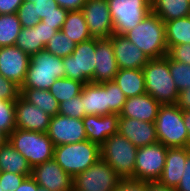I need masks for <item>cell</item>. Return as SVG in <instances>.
<instances>
[{
  "label": "cell",
  "mask_w": 190,
  "mask_h": 191,
  "mask_svg": "<svg viewBox=\"0 0 190 191\" xmlns=\"http://www.w3.org/2000/svg\"><path fill=\"white\" fill-rule=\"evenodd\" d=\"M124 36L149 59L162 58L168 53L164 21L152 11Z\"/></svg>",
  "instance_id": "cell-1"
},
{
  "label": "cell",
  "mask_w": 190,
  "mask_h": 191,
  "mask_svg": "<svg viewBox=\"0 0 190 191\" xmlns=\"http://www.w3.org/2000/svg\"><path fill=\"white\" fill-rule=\"evenodd\" d=\"M145 90L161 105L175 104L178 89L169 69V56L150 59L143 67Z\"/></svg>",
  "instance_id": "cell-2"
},
{
  "label": "cell",
  "mask_w": 190,
  "mask_h": 191,
  "mask_svg": "<svg viewBox=\"0 0 190 191\" xmlns=\"http://www.w3.org/2000/svg\"><path fill=\"white\" fill-rule=\"evenodd\" d=\"M64 77L63 58L43 49L30 56L26 77L20 88L49 90L56 79Z\"/></svg>",
  "instance_id": "cell-3"
},
{
  "label": "cell",
  "mask_w": 190,
  "mask_h": 191,
  "mask_svg": "<svg viewBox=\"0 0 190 191\" xmlns=\"http://www.w3.org/2000/svg\"><path fill=\"white\" fill-rule=\"evenodd\" d=\"M159 143L168 148L190 147L183 111L175 104L161 105L154 122Z\"/></svg>",
  "instance_id": "cell-4"
},
{
  "label": "cell",
  "mask_w": 190,
  "mask_h": 191,
  "mask_svg": "<svg viewBox=\"0 0 190 191\" xmlns=\"http://www.w3.org/2000/svg\"><path fill=\"white\" fill-rule=\"evenodd\" d=\"M53 158L66 173L74 177L101 158L100 146L89 140L54 146Z\"/></svg>",
  "instance_id": "cell-5"
},
{
  "label": "cell",
  "mask_w": 190,
  "mask_h": 191,
  "mask_svg": "<svg viewBox=\"0 0 190 191\" xmlns=\"http://www.w3.org/2000/svg\"><path fill=\"white\" fill-rule=\"evenodd\" d=\"M138 147L133 145L119 132L108 137L100 146L101 158L121 178L134 179V167Z\"/></svg>",
  "instance_id": "cell-6"
},
{
  "label": "cell",
  "mask_w": 190,
  "mask_h": 191,
  "mask_svg": "<svg viewBox=\"0 0 190 191\" xmlns=\"http://www.w3.org/2000/svg\"><path fill=\"white\" fill-rule=\"evenodd\" d=\"M8 141L26 158L31 168L53 159L54 145L46 133L16 128Z\"/></svg>",
  "instance_id": "cell-7"
},
{
  "label": "cell",
  "mask_w": 190,
  "mask_h": 191,
  "mask_svg": "<svg viewBox=\"0 0 190 191\" xmlns=\"http://www.w3.org/2000/svg\"><path fill=\"white\" fill-rule=\"evenodd\" d=\"M114 34L124 35L151 12V0H107Z\"/></svg>",
  "instance_id": "cell-8"
},
{
  "label": "cell",
  "mask_w": 190,
  "mask_h": 191,
  "mask_svg": "<svg viewBox=\"0 0 190 191\" xmlns=\"http://www.w3.org/2000/svg\"><path fill=\"white\" fill-rule=\"evenodd\" d=\"M96 38L76 44L73 53L63 58L65 77L83 84L93 80Z\"/></svg>",
  "instance_id": "cell-9"
},
{
  "label": "cell",
  "mask_w": 190,
  "mask_h": 191,
  "mask_svg": "<svg viewBox=\"0 0 190 191\" xmlns=\"http://www.w3.org/2000/svg\"><path fill=\"white\" fill-rule=\"evenodd\" d=\"M121 179L109 164L99 158L73 177V191H114Z\"/></svg>",
  "instance_id": "cell-10"
},
{
  "label": "cell",
  "mask_w": 190,
  "mask_h": 191,
  "mask_svg": "<svg viewBox=\"0 0 190 191\" xmlns=\"http://www.w3.org/2000/svg\"><path fill=\"white\" fill-rule=\"evenodd\" d=\"M168 147L154 143L138 147L134 167V179L145 182L158 181L162 175Z\"/></svg>",
  "instance_id": "cell-11"
},
{
  "label": "cell",
  "mask_w": 190,
  "mask_h": 191,
  "mask_svg": "<svg viewBox=\"0 0 190 191\" xmlns=\"http://www.w3.org/2000/svg\"><path fill=\"white\" fill-rule=\"evenodd\" d=\"M81 11L92 38L108 39L114 34L107 0H87Z\"/></svg>",
  "instance_id": "cell-12"
},
{
  "label": "cell",
  "mask_w": 190,
  "mask_h": 191,
  "mask_svg": "<svg viewBox=\"0 0 190 191\" xmlns=\"http://www.w3.org/2000/svg\"><path fill=\"white\" fill-rule=\"evenodd\" d=\"M46 134L54 146L86 141L87 136L82 119L56 114L50 118Z\"/></svg>",
  "instance_id": "cell-13"
},
{
  "label": "cell",
  "mask_w": 190,
  "mask_h": 191,
  "mask_svg": "<svg viewBox=\"0 0 190 191\" xmlns=\"http://www.w3.org/2000/svg\"><path fill=\"white\" fill-rule=\"evenodd\" d=\"M31 176L40 187L49 191H73V177L54 158L35 165Z\"/></svg>",
  "instance_id": "cell-14"
},
{
  "label": "cell",
  "mask_w": 190,
  "mask_h": 191,
  "mask_svg": "<svg viewBox=\"0 0 190 191\" xmlns=\"http://www.w3.org/2000/svg\"><path fill=\"white\" fill-rule=\"evenodd\" d=\"M30 56L16 45L0 47V74L19 87L28 70Z\"/></svg>",
  "instance_id": "cell-15"
},
{
  "label": "cell",
  "mask_w": 190,
  "mask_h": 191,
  "mask_svg": "<svg viewBox=\"0 0 190 191\" xmlns=\"http://www.w3.org/2000/svg\"><path fill=\"white\" fill-rule=\"evenodd\" d=\"M51 116L21 96L15 101V124L17 129L46 133Z\"/></svg>",
  "instance_id": "cell-16"
},
{
  "label": "cell",
  "mask_w": 190,
  "mask_h": 191,
  "mask_svg": "<svg viewBox=\"0 0 190 191\" xmlns=\"http://www.w3.org/2000/svg\"><path fill=\"white\" fill-rule=\"evenodd\" d=\"M108 39L112 42L119 69H143L150 60L140 48L124 35L113 34Z\"/></svg>",
  "instance_id": "cell-17"
},
{
  "label": "cell",
  "mask_w": 190,
  "mask_h": 191,
  "mask_svg": "<svg viewBox=\"0 0 190 191\" xmlns=\"http://www.w3.org/2000/svg\"><path fill=\"white\" fill-rule=\"evenodd\" d=\"M118 132L136 147L159 142L155 124L119 116Z\"/></svg>",
  "instance_id": "cell-18"
},
{
  "label": "cell",
  "mask_w": 190,
  "mask_h": 191,
  "mask_svg": "<svg viewBox=\"0 0 190 191\" xmlns=\"http://www.w3.org/2000/svg\"><path fill=\"white\" fill-rule=\"evenodd\" d=\"M119 68L109 39H96L95 70L92 83L113 81Z\"/></svg>",
  "instance_id": "cell-19"
},
{
  "label": "cell",
  "mask_w": 190,
  "mask_h": 191,
  "mask_svg": "<svg viewBox=\"0 0 190 191\" xmlns=\"http://www.w3.org/2000/svg\"><path fill=\"white\" fill-rule=\"evenodd\" d=\"M82 121L87 140L101 146L108 137L118 132L119 114L86 115Z\"/></svg>",
  "instance_id": "cell-20"
},
{
  "label": "cell",
  "mask_w": 190,
  "mask_h": 191,
  "mask_svg": "<svg viewBox=\"0 0 190 191\" xmlns=\"http://www.w3.org/2000/svg\"><path fill=\"white\" fill-rule=\"evenodd\" d=\"M160 106L151 95L145 93L126 98L119 116L154 123Z\"/></svg>",
  "instance_id": "cell-21"
},
{
  "label": "cell",
  "mask_w": 190,
  "mask_h": 191,
  "mask_svg": "<svg viewBox=\"0 0 190 191\" xmlns=\"http://www.w3.org/2000/svg\"><path fill=\"white\" fill-rule=\"evenodd\" d=\"M83 108L86 115H108V82L85 83L82 87Z\"/></svg>",
  "instance_id": "cell-22"
},
{
  "label": "cell",
  "mask_w": 190,
  "mask_h": 191,
  "mask_svg": "<svg viewBox=\"0 0 190 191\" xmlns=\"http://www.w3.org/2000/svg\"><path fill=\"white\" fill-rule=\"evenodd\" d=\"M188 157L187 148H168L165 166L158 182L164 186L176 188L184 173V165Z\"/></svg>",
  "instance_id": "cell-23"
},
{
  "label": "cell",
  "mask_w": 190,
  "mask_h": 191,
  "mask_svg": "<svg viewBox=\"0 0 190 191\" xmlns=\"http://www.w3.org/2000/svg\"><path fill=\"white\" fill-rule=\"evenodd\" d=\"M0 171L22 174L26 177L32 175V168L26 158L9 141L0 147Z\"/></svg>",
  "instance_id": "cell-24"
},
{
  "label": "cell",
  "mask_w": 190,
  "mask_h": 191,
  "mask_svg": "<svg viewBox=\"0 0 190 191\" xmlns=\"http://www.w3.org/2000/svg\"><path fill=\"white\" fill-rule=\"evenodd\" d=\"M113 81L121 88L126 98L146 93L142 69H119Z\"/></svg>",
  "instance_id": "cell-25"
},
{
  "label": "cell",
  "mask_w": 190,
  "mask_h": 191,
  "mask_svg": "<svg viewBox=\"0 0 190 191\" xmlns=\"http://www.w3.org/2000/svg\"><path fill=\"white\" fill-rule=\"evenodd\" d=\"M151 11L164 22L190 15V0H151Z\"/></svg>",
  "instance_id": "cell-26"
},
{
  "label": "cell",
  "mask_w": 190,
  "mask_h": 191,
  "mask_svg": "<svg viewBox=\"0 0 190 191\" xmlns=\"http://www.w3.org/2000/svg\"><path fill=\"white\" fill-rule=\"evenodd\" d=\"M20 96L53 117L59 113V103L49 90L20 88Z\"/></svg>",
  "instance_id": "cell-27"
},
{
  "label": "cell",
  "mask_w": 190,
  "mask_h": 191,
  "mask_svg": "<svg viewBox=\"0 0 190 191\" xmlns=\"http://www.w3.org/2000/svg\"><path fill=\"white\" fill-rule=\"evenodd\" d=\"M61 31L76 44L92 38L81 10L68 12Z\"/></svg>",
  "instance_id": "cell-28"
},
{
  "label": "cell",
  "mask_w": 190,
  "mask_h": 191,
  "mask_svg": "<svg viewBox=\"0 0 190 191\" xmlns=\"http://www.w3.org/2000/svg\"><path fill=\"white\" fill-rule=\"evenodd\" d=\"M164 24L168 50L175 45L190 44V16L165 21Z\"/></svg>",
  "instance_id": "cell-29"
},
{
  "label": "cell",
  "mask_w": 190,
  "mask_h": 191,
  "mask_svg": "<svg viewBox=\"0 0 190 191\" xmlns=\"http://www.w3.org/2000/svg\"><path fill=\"white\" fill-rule=\"evenodd\" d=\"M21 28L17 13L0 15V47L15 45Z\"/></svg>",
  "instance_id": "cell-30"
},
{
  "label": "cell",
  "mask_w": 190,
  "mask_h": 191,
  "mask_svg": "<svg viewBox=\"0 0 190 191\" xmlns=\"http://www.w3.org/2000/svg\"><path fill=\"white\" fill-rule=\"evenodd\" d=\"M15 45L29 56L43 50L45 46L40 40L39 23L33 27L21 28Z\"/></svg>",
  "instance_id": "cell-31"
},
{
  "label": "cell",
  "mask_w": 190,
  "mask_h": 191,
  "mask_svg": "<svg viewBox=\"0 0 190 191\" xmlns=\"http://www.w3.org/2000/svg\"><path fill=\"white\" fill-rule=\"evenodd\" d=\"M83 83L70 78H58L51 85L49 91L58 101V103L69 100L73 97L80 95Z\"/></svg>",
  "instance_id": "cell-32"
},
{
  "label": "cell",
  "mask_w": 190,
  "mask_h": 191,
  "mask_svg": "<svg viewBox=\"0 0 190 191\" xmlns=\"http://www.w3.org/2000/svg\"><path fill=\"white\" fill-rule=\"evenodd\" d=\"M75 47L76 43L72 39L62 31H57L47 42L44 49L57 57L65 58L73 53Z\"/></svg>",
  "instance_id": "cell-33"
},
{
  "label": "cell",
  "mask_w": 190,
  "mask_h": 191,
  "mask_svg": "<svg viewBox=\"0 0 190 191\" xmlns=\"http://www.w3.org/2000/svg\"><path fill=\"white\" fill-rule=\"evenodd\" d=\"M169 69L178 91L190 88V65L169 57Z\"/></svg>",
  "instance_id": "cell-34"
},
{
  "label": "cell",
  "mask_w": 190,
  "mask_h": 191,
  "mask_svg": "<svg viewBox=\"0 0 190 191\" xmlns=\"http://www.w3.org/2000/svg\"><path fill=\"white\" fill-rule=\"evenodd\" d=\"M15 129V102L0 99V130L9 136Z\"/></svg>",
  "instance_id": "cell-35"
},
{
  "label": "cell",
  "mask_w": 190,
  "mask_h": 191,
  "mask_svg": "<svg viewBox=\"0 0 190 191\" xmlns=\"http://www.w3.org/2000/svg\"><path fill=\"white\" fill-rule=\"evenodd\" d=\"M71 118L83 119L86 113L83 108V94L73 97L69 100L59 103V113Z\"/></svg>",
  "instance_id": "cell-36"
},
{
  "label": "cell",
  "mask_w": 190,
  "mask_h": 191,
  "mask_svg": "<svg viewBox=\"0 0 190 191\" xmlns=\"http://www.w3.org/2000/svg\"><path fill=\"white\" fill-rule=\"evenodd\" d=\"M126 97L115 81H108L109 114H120Z\"/></svg>",
  "instance_id": "cell-37"
},
{
  "label": "cell",
  "mask_w": 190,
  "mask_h": 191,
  "mask_svg": "<svg viewBox=\"0 0 190 191\" xmlns=\"http://www.w3.org/2000/svg\"><path fill=\"white\" fill-rule=\"evenodd\" d=\"M17 15L22 28L33 27L41 21L39 16L36 15L33 2L23 1V4L17 11Z\"/></svg>",
  "instance_id": "cell-38"
},
{
  "label": "cell",
  "mask_w": 190,
  "mask_h": 191,
  "mask_svg": "<svg viewBox=\"0 0 190 191\" xmlns=\"http://www.w3.org/2000/svg\"><path fill=\"white\" fill-rule=\"evenodd\" d=\"M35 4L36 15L40 20L51 14H68V10L60 7L56 0H24Z\"/></svg>",
  "instance_id": "cell-39"
},
{
  "label": "cell",
  "mask_w": 190,
  "mask_h": 191,
  "mask_svg": "<svg viewBox=\"0 0 190 191\" xmlns=\"http://www.w3.org/2000/svg\"><path fill=\"white\" fill-rule=\"evenodd\" d=\"M20 96V87L0 74V99L16 101Z\"/></svg>",
  "instance_id": "cell-40"
},
{
  "label": "cell",
  "mask_w": 190,
  "mask_h": 191,
  "mask_svg": "<svg viewBox=\"0 0 190 191\" xmlns=\"http://www.w3.org/2000/svg\"><path fill=\"white\" fill-rule=\"evenodd\" d=\"M26 178L22 174L12 172H0V187L3 191H15Z\"/></svg>",
  "instance_id": "cell-41"
},
{
  "label": "cell",
  "mask_w": 190,
  "mask_h": 191,
  "mask_svg": "<svg viewBox=\"0 0 190 191\" xmlns=\"http://www.w3.org/2000/svg\"><path fill=\"white\" fill-rule=\"evenodd\" d=\"M167 55L174 61L190 65V44H179L172 46Z\"/></svg>",
  "instance_id": "cell-42"
},
{
  "label": "cell",
  "mask_w": 190,
  "mask_h": 191,
  "mask_svg": "<svg viewBox=\"0 0 190 191\" xmlns=\"http://www.w3.org/2000/svg\"><path fill=\"white\" fill-rule=\"evenodd\" d=\"M114 191H147V182L133 178H122Z\"/></svg>",
  "instance_id": "cell-43"
},
{
  "label": "cell",
  "mask_w": 190,
  "mask_h": 191,
  "mask_svg": "<svg viewBox=\"0 0 190 191\" xmlns=\"http://www.w3.org/2000/svg\"><path fill=\"white\" fill-rule=\"evenodd\" d=\"M175 190L190 191V147H188V157L184 165V173Z\"/></svg>",
  "instance_id": "cell-44"
},
{
  "label": "cell",
  "mask_w": 190,
  "mask_h": 191,
  "mask_svg": "<svg viewBox=\"0 0 190 191\" xmlns=\"http://www.w3.org/2000/svg\"><path fill=\"white\" fill-rule=\"evenodd\" d=\"M24 0H0V15L17 13Z\"/></svg>",
  "instance_id": "cell-45"
},
{
  "label": "cell",
  "mask_w": 190,
  "mask_h": 191,
  "mask_svg": "<svg viewBox=\"0 0 190 191\" xmlns=\"http://www.w3.org/2000/svg\"><path fill=\"white\" fill-rule=\"evenodd\" d=\"M67 14H51L44 17L41 21L49 26H54L57 31H61V28L66 20Z\"/></svg>",
  "instance_id": "cell-46"
},
{
  "label": "cell",
  "mask_w": 190,
  "mask_h": 191,
  "mask_svg": "<svg viewBox=\"0 0 190 191\" xmlns=\"http://www.w3.org/2000/svg\"><path fill=\"white\" fill-rule=\"evenodd\" d=\"M57 32L54 26H49L43 23L42 21L39 22V35L42 44L45 46L50 38Z\"/></svg>",
  "instance_id": "cell-47"
},
{
  "label": "cell",
  "mask_w": 190,
  "mask_h": 191,
  "mask_svg": "<svg viewBox=\"0 0 190 191\" xmlns=\"http://www.w3.org/2000/svg\"><path fill=\"white\" fill-rule=\"evenodd\" d=\"M175 105L182 111L190 110V88L182 90L178 93Z\"/></svg>",
  "instance_id": "cell-48"
},
{
  "label": "cell",
  "mask_w": 190,
  "mask_h": 191,
  "mask_svg": "<svg viewBox=\"0 0 190 191\" xmlns=\"http://www.w3.org/2000/svg\"><path fill=\"white\" fill-rule=\"evenodd\" d=\"M58 5L68 11L81 10L87 0H56Z\"/></svg>",
  "instance_id": "cell-49"
},
{
  "label": "cell",
  "mask_w": 190,
  "mask_h": 191,
  "mask_svg": "<svg viewBox=\"0 0 190 191\" xmlns=\"http://www.w3.org/2000/svg\"><path fill=\"white\" fill-rule=\"evenodd\" d=\"M39 185L32 176L26 177L15 191H38Z\"/></svg>",
  "instance_id": "cell-50"
},
{
  "label": "cell",
  "mask_w": 190,
  "mask_h": 191,
  "mask_svg": "<svg viewBox=\"0 0 190 191\" xmlns=\"http://www.w3.org/2000/svg\"><path fill=\"white\" fill-rule=\"evenodd\" d=\"M147 191H176L173 187L164 186L158 181L147 182Z\"/></svg>",
  "instance_id": "cell-51"
},
{
  "label": "cell",
  "mask_w": 190,
  "mask_h": 191,
  "mask_svg": "<svg viewBox=\"0 0 190 191\" xmlns=\"http://www.w3.org/2000/svg\"><path fill=\"white\" fill-rule=\"evenodd\" d=\"M183 121L184 125L187 128L189 134V141H190V110L183 111Z\"/></svg>",
  "instance_id": "cell-52"
},
{
  "label": "cell",
  "mask_w": 190,
  "mask_h": 191,
  "mask_svg": "<svg viewBox=\"0 0 190 191\" xmlns=\"http://www.w3.org/2000/svg\"><path fill=\"white\" fill-rule=\"evenodd\" d=\"M8 141V135L0 130V147Z\"/></svg>",
  "instance_id": "cell-53"
},
{
  "label": "cell",
  "mask_w": 190,
  "mask_h": 191,
  "mask_svg": "<svg viewBox=\"0 0 190 191\" xmlns=\"http://www.w3.org/2000/svg\"><path fill=\"white\" fill-rule=\"evenodd\" d=\"M38 191H49V190H47V189H45V188H42V187H38Z\"/></svg>",
  "instance_id": "cell-54"
}]
</instances>
